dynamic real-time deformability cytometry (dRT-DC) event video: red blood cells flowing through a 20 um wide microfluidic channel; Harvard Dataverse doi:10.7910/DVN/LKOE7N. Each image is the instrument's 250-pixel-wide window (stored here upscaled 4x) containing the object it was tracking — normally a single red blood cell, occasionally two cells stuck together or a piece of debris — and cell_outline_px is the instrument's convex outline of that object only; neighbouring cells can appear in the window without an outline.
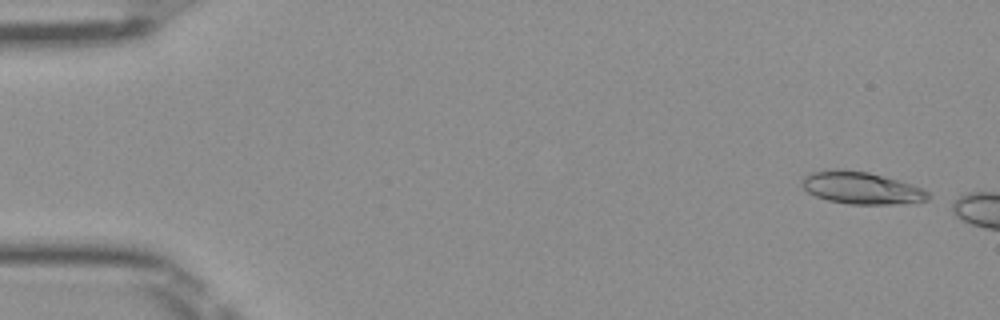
{"species": "Egyptian fruit bat (a non-hibernating species)", "species_latin": "Rousettus aegyptiacus", "temperature_condition": "room temperature", "stored_images_in_passage": 6, "camera_frame_rate_fps": 3000, "um_per_image_px": 0.085, "frame": {"image": 1, "passage_image": 2, "time_ms": 0.333, "image_size_px": [1000, 320], "cell_outline_px": [[932, 196], [928, 200], [916, 204], [848, 204], [828, 200], [816, 196], [808, 192], [804, 188], [804, 176], [812, 172], [840, 168], [868, 172], [900, 180], [924, 188]], "centroid_in_image_um": [73.33, 15.99], "position_along_channel_um": 11.7, "area_um2": 23.99}}